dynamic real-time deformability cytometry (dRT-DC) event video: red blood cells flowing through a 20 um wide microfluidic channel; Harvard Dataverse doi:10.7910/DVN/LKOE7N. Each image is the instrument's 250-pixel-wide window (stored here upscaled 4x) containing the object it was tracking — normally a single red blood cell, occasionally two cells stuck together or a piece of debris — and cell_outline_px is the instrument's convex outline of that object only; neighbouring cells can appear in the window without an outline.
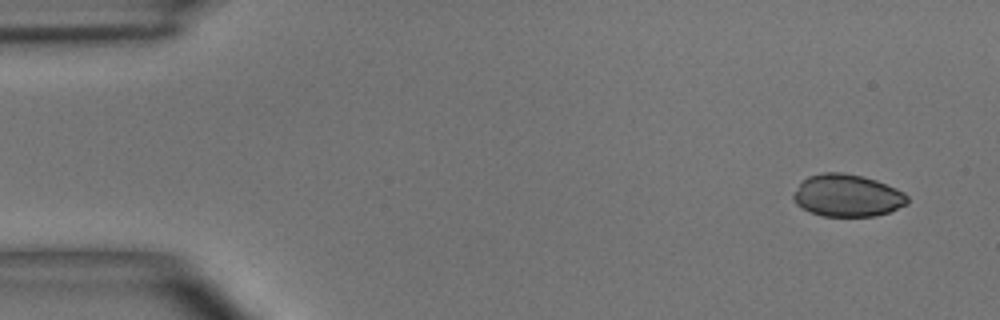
{"species": "common noctule bat (a hibernating species)", "species_latin": "Nyctalus noctula", "temperature_condition": "room temperature", "stored_images_in_passage": 5, "segment_of_instrument_passage": [1, 2], "camera_frame_rate_fps": 3000, "um_per_image_px": 0.085, "animal": {"sex": "male", "body_mass_g": 15.6}, "frame": {"image": 1, "passage_image": 1, "time_ms": 0.0, "image_size_px": [1000, 320], "cell_outline_px": [[908, 204], [888, 212], [876, 216], [824, 216], [812, 212], [796, 204], [792, 200], [792, 196], [800, 184], [808, 176], [824, 172], [840, 172], [860, 176], [876, 180], [896, 188], [904, 192], [908, 196]], "centroid_in_image_um": [72.04, 16.62], "position_along_channel_um": 13.0, "area_um2": 27.92}}